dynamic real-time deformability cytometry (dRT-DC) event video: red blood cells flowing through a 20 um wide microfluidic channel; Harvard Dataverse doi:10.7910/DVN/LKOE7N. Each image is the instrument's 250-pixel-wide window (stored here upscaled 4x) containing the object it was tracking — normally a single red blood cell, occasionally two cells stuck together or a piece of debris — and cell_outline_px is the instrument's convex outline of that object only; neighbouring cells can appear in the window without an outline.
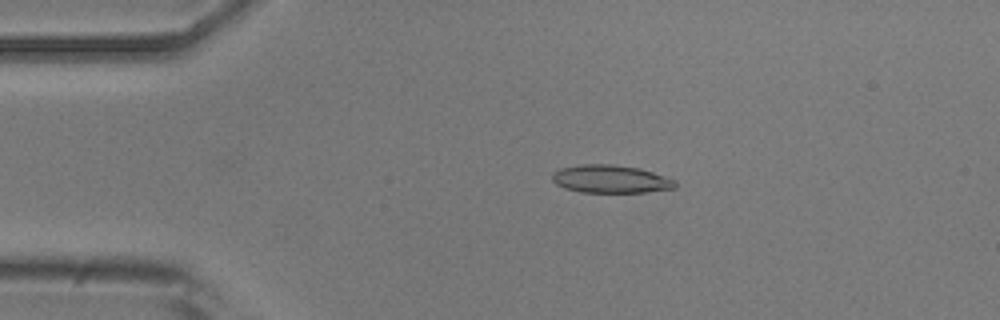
{"species": "common noctule bat (a hibernating species)", "species_latin": "Nyctalus noctula", "temperature_condition": "room temperature", "stored_images_in_passage": 6, "camera_frame_rate_fps": 3000, "um_per_image_px": 0.085, "animal": {"sex": "male", "body_mass_g": 20.5, "forearm_length_mm": 52.5}, "frame": {"image": 1, "passage_image": 4, "time_ms": 3.333, "image_size_px": [1000, 320], "cell_outline_px": [[676, 188], [644, 192], [580, 192], [564, 188], [556, 184], [552, 180], [552, 172], [560, 168], [580, 164], [612, 164], [640, 168], [676, 180]], "centroid_in_image_um": [51.88, 15.21], "position_along_channel_um": 33.1, "area_um2": 20.11}}